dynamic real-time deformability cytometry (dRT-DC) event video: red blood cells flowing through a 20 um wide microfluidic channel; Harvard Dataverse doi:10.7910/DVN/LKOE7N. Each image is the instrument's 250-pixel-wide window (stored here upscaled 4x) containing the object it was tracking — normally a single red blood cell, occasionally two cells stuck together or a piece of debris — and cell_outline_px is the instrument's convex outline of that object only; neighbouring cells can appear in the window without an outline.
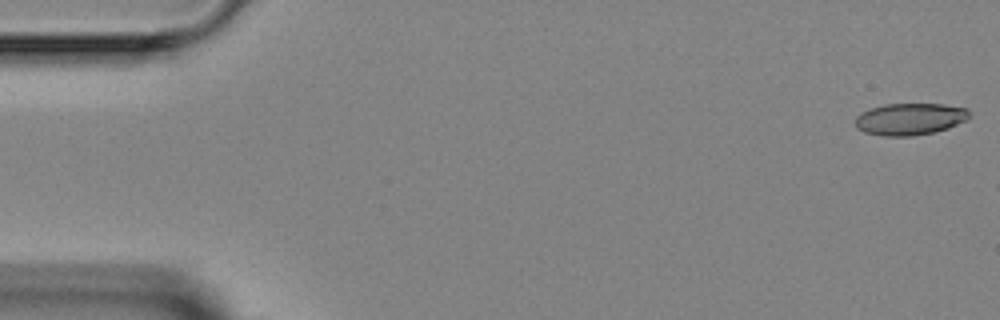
{"species": "Egyptian fruit bat (a non-hibernating species)", "species_latin": "Rousettus aegyptiacus", "temperature_condition": "room temperature", "stored_images_in_passage": 3, "camera_frame_rate_fps": 3000, "um_per_image_px": 0.085, "animal": {"sex": "female"}, "frame": {"image": 1, "passage_image": 1, "time_ms": 0.0, "image_size_px": [1000, 320], "cell_outline_px": [[972, 116], [968, 120], [948, 128], [932, 132], [912, 136], [884, 136], [864, 132], [856, 128], [856, 116], [860, 112], [884, 104], [944, 104], [968, 108], [972, 112]], "centroid_in_image_um": [77.39, 10.11], "position_along_channel_um": 7.6, "area_um2": 21.44}}